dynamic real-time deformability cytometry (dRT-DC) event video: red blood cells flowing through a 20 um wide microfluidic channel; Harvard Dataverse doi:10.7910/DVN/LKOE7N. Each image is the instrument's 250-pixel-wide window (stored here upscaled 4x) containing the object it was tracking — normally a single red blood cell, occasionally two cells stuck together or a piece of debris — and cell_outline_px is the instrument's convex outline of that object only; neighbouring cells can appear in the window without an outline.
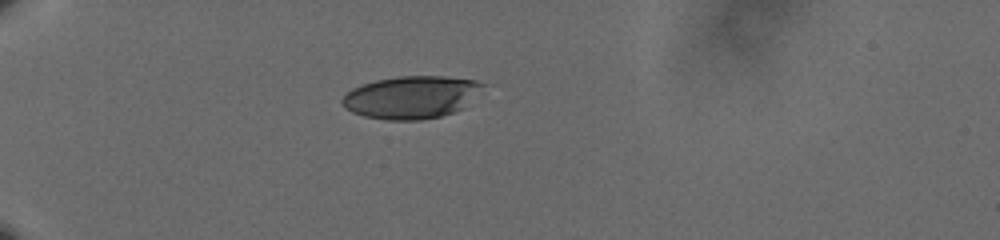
{"species": "human", "species_latin": "Homo sapiens", "temperature_condition": "cold", "stored_images_in_passage": 35, "camera_frame_rate_fps": 3000, "um_per_image_px": 0.085, "donor": {"sex": "male"}, "frame": {"image": 1, "passage_image": 1, "time_ms": 0.0, "image_size_px": [1000, 240], "cell_outline_px": [[488, 84], [464, 108], [440, 116], [420, 120], [388, 120], [364, 116], [352, 112], [340, 100], [352, 88], [376, 80], [400, 76], [444, 76], [476, 80]], "centroid_in_image_um": [35.02, 8.25], "position_along_channel_um": 50.0, "area_um2": 34.85}}
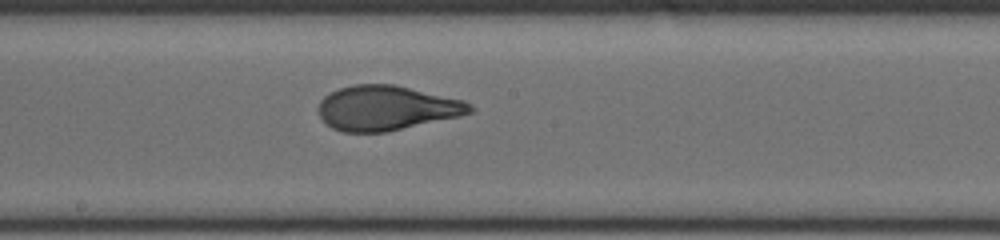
{"frame": {"image": 2, "passage_image": 18, "time_ms": 5.667, "image_size_px": [1000, 240], "cell_outline_px": [[476, 108], [472, 112], [460, 116], [384, 132], [344, 132], [332, 128], [320, 116], [316, 108], [320, 100], [324, 96], [340, 88], [352, 84], [396, 84], [464, 100]], "centroid_in_image_um": [32.86, 9.16], "position_along_channel_um": 215.3, "area_um2": 39.54}}
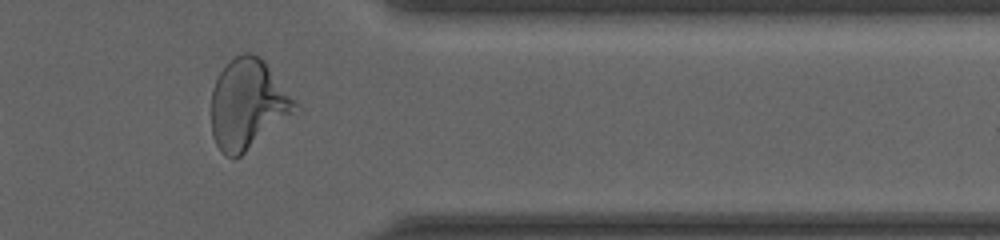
{"frame": {"image": 3, "passage_image": 33, "time_ms": 10.667, "image_size_px": [1000, 240], "cell_outline_px": [[300, 104], [240, 156], [224, 156], [220, 152], [212, 136], [212, 88], [220, 72], [228, 60], [244, 52], [252, 52], [260, 56], [264, 60]], "centroid_in_image_um": [21.02, 8.79], "position_along_channel_um": 390.4, "area_um2": 43.12}, "authors_computed_cell_mechanics": {"area_um2": 39.2462, "velocity_mm_per_s": 3.6141, "shape_relaxation_time_tau1_ms": 4.5897, "shape_relaxation_time_tau2_ms": null, "deformation_change_tau1": 0.1898, "deformation_change_tau2": null}}